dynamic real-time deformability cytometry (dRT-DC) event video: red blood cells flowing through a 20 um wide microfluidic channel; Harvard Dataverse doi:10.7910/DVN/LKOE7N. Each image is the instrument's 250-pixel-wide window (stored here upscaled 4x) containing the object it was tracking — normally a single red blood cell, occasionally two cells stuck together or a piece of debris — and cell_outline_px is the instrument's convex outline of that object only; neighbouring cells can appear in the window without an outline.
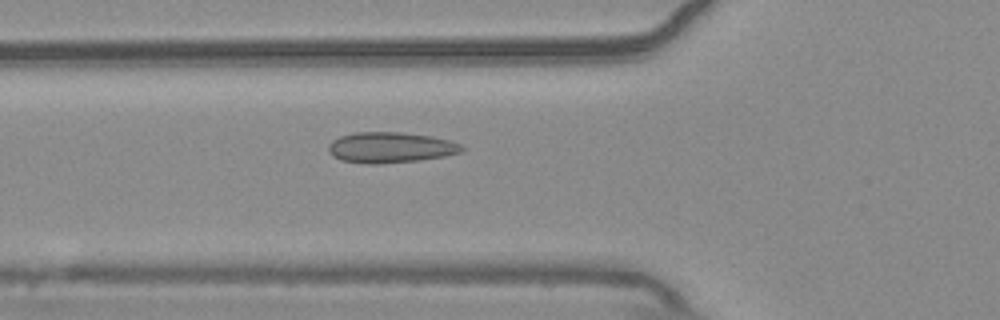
{"species": "common noctule bat (a hibernating species)", "species_latin": "Nyctalus noctula", "temperature_condition": "warm", "stored_images_in_passage": 45, "camera_frame_rate_fps": 3000, "um_per_image_px": 0.085, "animal": {"sex": "male", "body_mass_g": 20.4}, "frame": {"image": 1, "passage_image": 10, "time_ms": 3.0, "image_size_px": [1000, 320], "cell_outline_px": [[464, 148], [460, 152], [444, 156], [416, 160], [376, 164], [368, 164], [340, 160], [332, 156], [328, 152], [328, 144], [332, 140], [340, 136], [356, 132], [400, 132], [432, 136], [448, 140], [460, 144]], "centroid_in_image_um": [33.13, 12.53], "position_along_channel_um": 92.7, "area_um2": 23.76}}
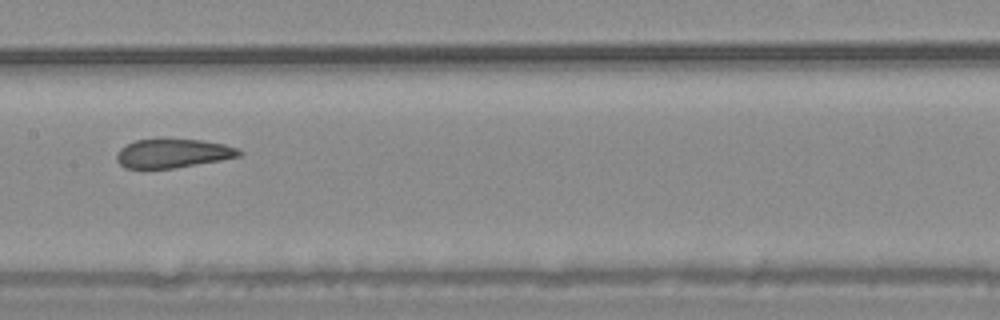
{"frame": {"image": 2, "passage_image": 18, "time_ms": 5.667, "image_size_px": [1000, 320], "cell_outline_px": [[244, 152], [240, 156], [220, 160], [172, 168], [124, 168], [116, 160], [116, 156], [120, 148], [136, 140], [200, 140], [224, 144], [236, 148]], "centroid_in_image_um": [14.69, 13.04], "position_along_channel_um": 192.7, "area_um2": 20.17}}
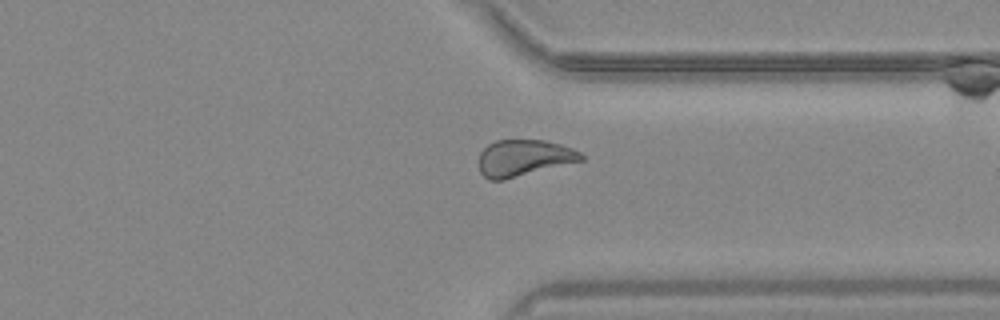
{"frame": {"image": 3, "passage_image": 32, "time_ms": 10.333, "image_size_px": [1000, 320], "cell_outline_px": [[584, 160], [504, 180], [488, 180], [480, 172], [480, 152], [488, 144], [496, 140], [544, 140], [560, 144], [572, 148], [580, 152], [584, 156]], "centroid_in_image_um": [44.53, 13.43], "position_along_channel_um": 366.9, "area_um2": 21.73}, "authors_computed_cell_mechanics": {"area_um2": 22.253, "velocity_mm_per_s": 3.7379, "shape_relaxation_time_tau1_ms": null, "shape_relaxation_time_tau2_ms": 1.765, "deformation_change_tau1": null, "deformation_change_tau2": 0.0601}}